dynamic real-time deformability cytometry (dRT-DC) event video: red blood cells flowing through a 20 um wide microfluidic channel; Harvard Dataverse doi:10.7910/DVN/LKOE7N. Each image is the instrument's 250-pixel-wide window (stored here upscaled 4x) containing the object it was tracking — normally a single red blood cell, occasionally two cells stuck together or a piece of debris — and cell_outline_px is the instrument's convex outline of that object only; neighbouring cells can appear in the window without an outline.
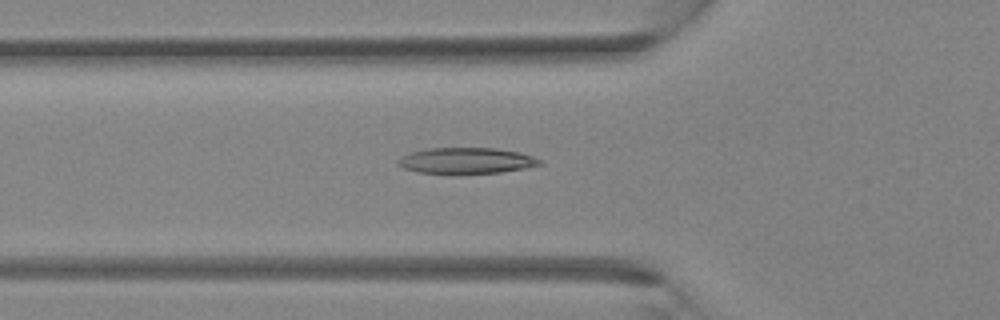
{"species": "Egyptian fruit bat (a non-hibernating species)", "species_latin": "Rousettus aegyptiacus", "temperature_condition": "room temperature", "stored_images_in_passage": 36, "camera_frame_rate_fps": 3000, "um_per_image_px": 0.085, "animal": {"sex": "female"}, "frame": {"image": 1, "passage_image": 14, "time_ms": 4.333, "image_size_px": [1000, 320], "cell_outline_px": [[544, 160], [540, 164], [524, 168], [500, 172], [416, 172], [404, 168], [396, 164], [396, 160], [400, 156], [412, 152], [428, 148], [496, 148], [520, 152]], "centroid_in_image_um": [39.62, 13.63], "position_along_channel_um": 86.2, "area_um2": 21.04}}
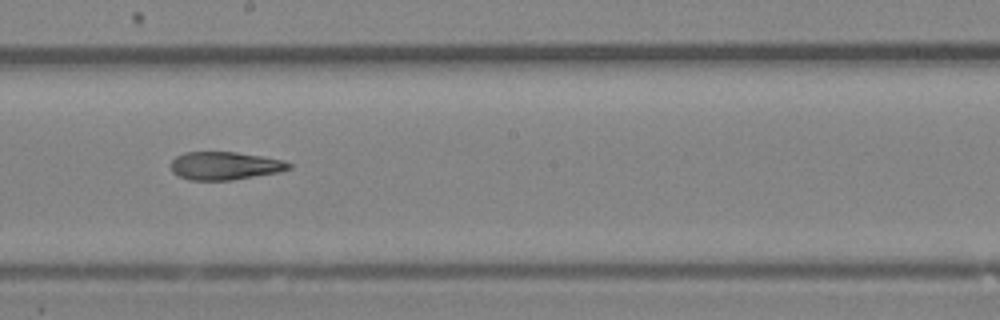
{"frame": {"image": 2, "passage_image": 22, "time_ms": 7.0, "image_size_px": [1000, 320], "cell_outline_px": [[292, 168], [280, 172], [232, 180], [188, 180], [176, 176], [172, 172], [172, 160], [176, 156], [184, 152], [236, 152], [284, 160], [292, 164]], "centroid_in_image_um": [19.11, 14.1], "position_along_channel_um": 229.1, "area_um2": 19.42}}
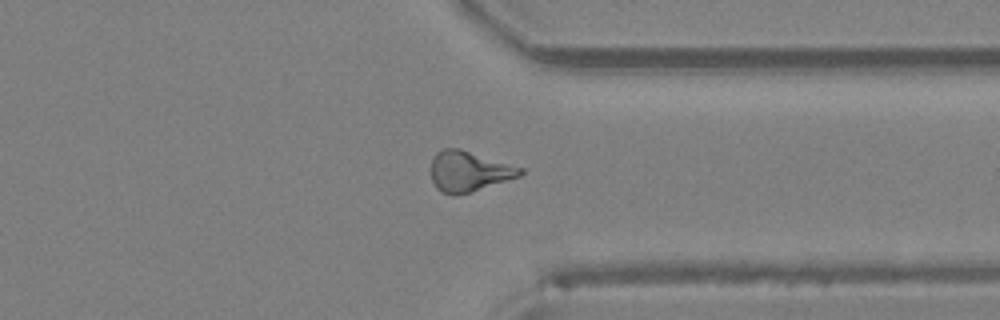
{"frame": {"image": 3, "passage_image": 30, "time_ms": 9.667, "image_size_px": [1000, 320], "cell_outline_px": [[524, 172], [520, 176], [472, 192], [456, 196], [452, 196], [440, 192], [436, 188], [432, 180], [432, 160], [436, 152], [444, 148], [460, 148], [524, 168]], "centroid_in_image_um": [39.85, 14.58], "position_along_channel_um": 371.5, "area_um2": 21.21}}